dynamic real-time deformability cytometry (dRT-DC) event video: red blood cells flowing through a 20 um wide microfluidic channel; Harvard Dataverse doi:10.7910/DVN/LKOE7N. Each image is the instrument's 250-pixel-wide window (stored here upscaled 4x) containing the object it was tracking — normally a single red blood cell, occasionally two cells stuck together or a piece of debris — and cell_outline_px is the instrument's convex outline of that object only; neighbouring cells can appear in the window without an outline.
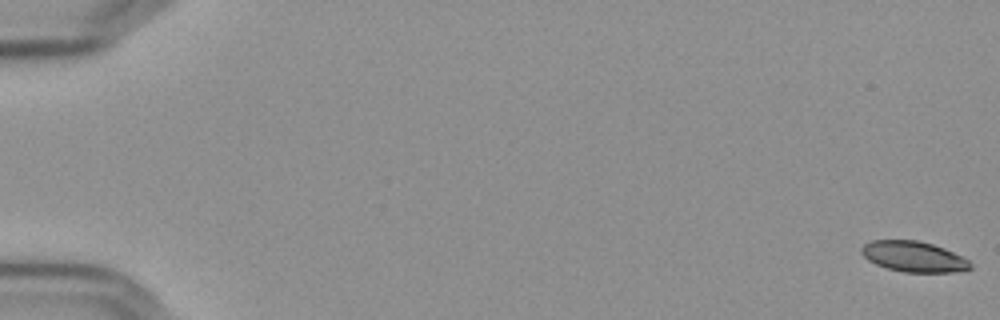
{"species": "Egyptian fruit bat (a non-hibernating species)", "species_latin": "Rousettus aegyptiacus", "temperature_condition": "cold", "stored_images_in_passage": 58, "camera_frame_rate_fps": 3000, "um_per_image_px": 0.085, "frame": {"image": 1, "passage_image": 1, "time_ms": 0.0, "image_size_px": [1000, 320], "cell_outline_px": [[972, 268], [952, 272], [904, 272], [888, 268], [876, 264], [868, 260], [860, 252], [860, 248], [864, 244], [872, 240], [920, 240], [944, 248], [968, 260], [972, 264]], "centroid_in_image_um": [77.63, 21.8], "position_along_channel_um": 7.4, "area_um2": 19.31}}
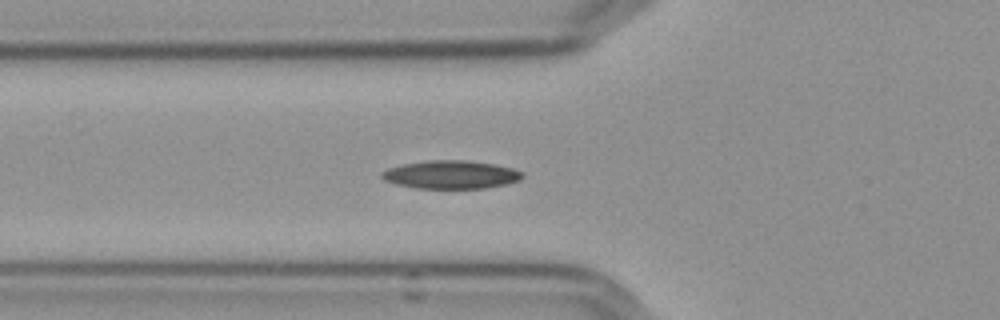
{"frame": {"image": 2, "passage_image": 22, "time_ms": 7.0, "image_size_px": [1000, 320], "cell_outline_px": [[524, 176], [520, 180], [504, 184], [484, 188], [416, 188], [396, 184], [384, 180], [380, 176], [380, 172], [388, 168], [400, 164], [428, 160], [468, 160], [496, 164], [512, 168], [520, 172]], "centroid_in_image_um": [38.28, 14.83], "position_along_channel_um": 87.5, "area_um2": 23.18}}
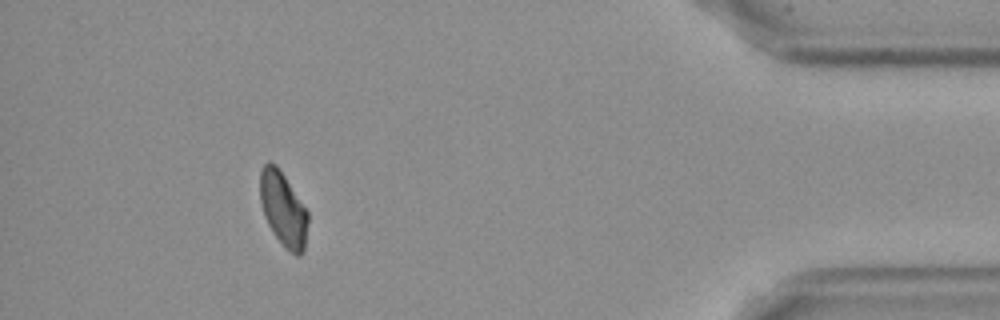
{"frame": {"image": 3, "passage_image": 53, "time_ms": 17.333, "image_size_px": [1000, 320], "cell_outline_px": [[308, 220], [304, 252], [300, 256], [296, 256], [272, 232], [264, 216], [260, 200], [260, 172], [264, 164], [268, 160], [276, 164], [308, 212]], "centroid_in_image_um": [24.06, 17.75], "position_along_channel_um": 411.1, "area_um2": 20.46}, "authors_computed_cell_mechanics": {"area_um2": 21.5883, "velocity_mm_per_s": 3.6068, "shape_relaxation_time_tau1_ms": 6.7462, "shape_relaxation_time_tau2_ms": null, "deformation_change_tau1": 0.1379, "deformation_change_tau2": null}}